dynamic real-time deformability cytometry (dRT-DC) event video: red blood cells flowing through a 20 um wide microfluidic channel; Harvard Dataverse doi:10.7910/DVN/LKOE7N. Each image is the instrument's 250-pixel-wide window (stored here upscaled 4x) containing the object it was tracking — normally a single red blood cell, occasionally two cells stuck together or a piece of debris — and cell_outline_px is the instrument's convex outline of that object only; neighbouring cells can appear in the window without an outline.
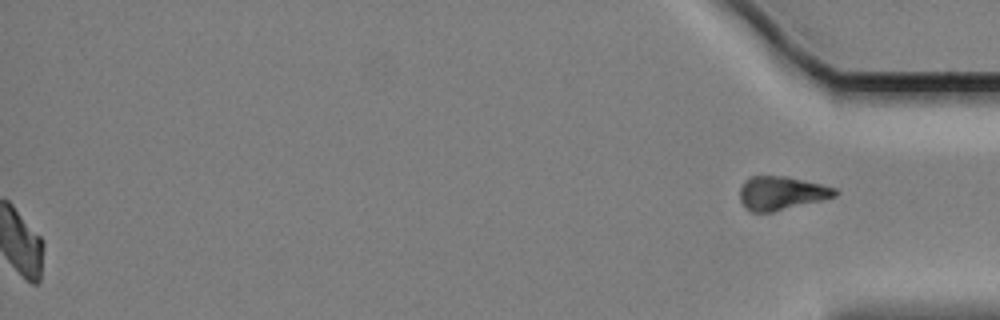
{"species": "Egyptian fruit bat (a non-hibernating species)", "species_latin": "Rousettus aegyptiacus", "temperature_condition": "cold", "stored_images_in_passage": 57, "segment_of_instrument_passage": [2, 2], "camera_frame_rate_fps": 3000, "um_per_image_px": 0.085, "animal": {"sex": "female"}, "frame": {"image": 1, "passage_image": 57, "time_ms": 18.667, "image_size_px": [1000, 320], "cell_outline_px": [[840, 192], [836, 196], [772, 212], [752, 212], [744, 208], [740, 200], [740, 188], [744, 180], [752, 176], [784, 176], [820, 184], [836, 188]], "centroid_in_image_um": [66.38, 16.42], "position_along_channel_um": 368.8, "area_um2": 18.5}}